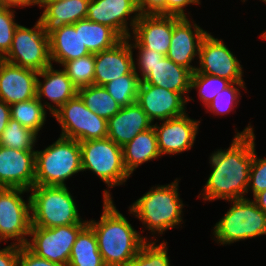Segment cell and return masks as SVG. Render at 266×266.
<instances>
[{"label":"cell","mask_w":266,"mask_h":266,"mask_svg":"<svg viewBox=\"0 0 266 266\" xmlns=\"http://www.w3.org/2000/svg\"><path fill=\"white\" fill-rule=\"evenodd\" d=\"M55 65L52 64L38 72L36 88V97L51 115L78 94V88L66 72L60 69V66L55 69Z\"/></svg>","instance_id":"d6986e66"},{"label":"cell","mask_w":266,"mask_h":266,"mask_svg":"<svg viewBox=\"0 0 266 266\" xmlns=\"http://www.w3.org/2000/svg\"><path fill=\"white\" fill-rule=\"evenodd\" d=\"M241 90L247 93L246 83L233 82L214 97L213 101L205 107L207 110L205 112L213 116L228 115L232 111L235 113L234 109L240 104L242 98Z\"/></svg>","instance_id":"836d02e7"},{"label":"cell","mask_w":266,"mask_h":266,"mask_svg":"<svg viewBox=\"0 0 266 266\" xmlns=\"http://www.w3.org/2000/svg\"><path fill=\"white\" fill-rule=\"evenodd\" d=\"M100 219H90L99 252L106 266H130L132 259L149 236H143L144 230L137 231L128 218L120 213L114 199H103Z\"/></svg>","instance_id":"7a4b0ae2"},{"label":"cell","mask_w":266,"mask_h":266,"mask_svg":"<svg viewBox=\"0 0 266 266\" xmlns=\"http://www.w3.org/2000/svg\"><path fill=\"white\" fill-rule=\"evenodd\" d=\"M50 117L61 128L60 136L83 142L107 138V120L93 113L77 94Z\"/></svg>","instance_id":"9c48e42d"},{"label":"cell","mask_w":266,"mask_h":266,"mask_svg":"<svg viewBox=\"0 0 266 266\" xmlns=\"http://www.w3.org/2000/svg\"><path fill=\"white\" fill-rule=\"evenodd\" d=\"M140 15L137 0H89L86 19L107 25L127 39Z\"/></svg>","instance_id":"9a60e30c"},{"label":"cell","mask_w":266,"mask_h":266,"mask_svg":"<svg viewBox=\"0 0 266 266\" xmlns=\"http://www.w3.org/2000/svg\"><path fill=\"white\" fill-rule=\"evenodd\" d=\"M89 0H56L41 1L39 8H43L38 18L44 33L49 36L61 27L74 24L86 19Z\"/></svg>","instance_id":"603a6c76"},{"label":"cell","mask_w":266,"mask_h":266,"mask_svg":"<svg viewBox=\"0 0 266 266\" xmlns=\"http://www.w3.org/2000/svg\"><path fill=\"white\" fill-rule=\"evenodd\" d=\"M256 144L253 146V162L251 164L249 173V184L247 188L248 193L256 195L257 193L266 190V157L260 158L257 155Z\"/></svg>","instance_id":"74e56055"},{"label":"cell","mask_w":266,"mask_h":266,"mask_svg":"<svg viewBox=\"0 0 266 266\" xmlns=\"http://www.w3.org/2000/svg\"><path fill=\"white\" fill-rule=\"evenodd\" d=\"M196 65L197 73L219 76L232 83L245 82L241 60H238L223 39L216 38L209 32L201 42Z\"/></svg>","instance_id":"7c38bea8"},{"label":"cell","mask_w":266,"mask_h":266,"mask_svg":"<svg viewBox=\"0 0 266 266\" xmlns=\"http://www.w3.org/2000/svg\"><path fill=\"white\" fill-rule=\"evenodd\" d=\"M48 110L37 97L10 105L11 118L17 120L23 127L35 132L40 137V130L46 124Z\"/></svg>","instance_id":"f1b7e54d"},{"label":"cell","mask_w":266,"mask_h":266,"mask_svg":"<svg viewBox=\"0 0 266 266\" xmlns=\"http://www.w3.org/2000/svg\"><path fill=\"white\" fill-rule=\"evenodd\" d=\"M16 8L10 6H0V56L5 57L11 46L16 27Z\"/></svg>","instance_id":"8d00e7d4"},{"label":"cell","mask_w":266,"mask_h":266,"mask_svg":"<svg viewBox=\"0 0 266 266\" xmlns=\"http://www.w3.org/2000/svg\"><path fill=\"white\" fill-rule=\"evenodd\" d=\"M122 149L124 166L130 176L139 166L162 157L158 150L154 127L138 133Z\"/></svg>","instance_id":"484cf974"},{"label":"cell","mask_w":266,"mask_h":266,"mask_svg":"<svg viewBox=\"0 0 266 266\" xmlns=\"http://www.w3.org/2000/svg\"><path fill=\"white\" fill-rule=\"evenodd\" d=\"M180 180L176 178L169 184L151 187L128 207V214L141 221L143 229L151 233V241L160 240L157 238L165 231L182 228L183 208L187 204L180 197Z\"/></svg>","instance_id":"3957f363"},{"label":"cell","mask_w":266,"mask_h":266,"mask_svg":"<svg viewBox=\"0 0 266 266\" xmlns=\"http://www.w3.org/2000/svg\"><path fill=\"white\" fill-rule=\"evenodd\" d=\"M201 121L191 118L186 112L182 116L153 123L161 156L179 155L191 150Z\"/></svg>","instance_id":"4fadbf2b"},{"label":"cell","mask_w":266,"mask_h":266,"mask_svg":"<svg viewBox=\"0 0 266 266\" xmlns=\"http://www.w3.org/2000/svg\"><path fill=\"white\" fill-rule=\"evenodd\" d=\"M83 172L79 141L59 135L43 150H35L34 185L67 186L68 179Z\"/></svg>","instance_id":"5b68a950"},{"label":"cell","mask_w":266,"mask_h":266,"mask_svg":"<svg viewBox=\"0 0 266 266\" xmlns=\"http://www.w3.org/2000/svg\"><path fill=\"white\" fill-rule=\"evenodd\" d=\"M192 19L173 15V34L166 57L193 73L197 65L192 62L198 60L201 42L208 32Z\"/></svg>","instance_id":"5bb4252c"},{"label":"cell","mask_w":266,"mask_h":266,"mask_svg":"<svg viewBox=\"0 0 266 266\" xmlns=\"http://www.w3.org/2000/svg\"><path fill=\"white\" fill-rule=\"evenodd\" d=\"M38 72L6 62L0 66V100L12 105L36 97Z\"/></svg>","instance_id":"ffe728a7"},{"label":"cell","mask_w":266,"mask_h":266,"mask_svg":"<svg viewBox=\"0 0 266 266\" xmlns=\"http://www.w3.org/2000/svg\"><path fill=\"white\" fill-rule=\"evenodd\" d=\"M173 34V15H140L131 35V47H145L166 56Z\"/></svg>","instance_id":"ac0fdd59"},{"label":"cell","mask_w":266,"mask_h":266,"mask_svg":"<svg viewBox=\"0 0 266 266\" xmlns=\"http://www.w3.org/2000/svg\"><path fill=\"white\" fill-rule=\"evenodd\" d=\"M168 242L146 240L132 259L130 266H174L168 256Z\"/></svg>","instance_id":"d6a6232c"},{"label":"cell","mask_w":266,"mask_h":266,"mask_svg":"<svg viewBox=\"0 0 266 266\" xmlns=\"http://www.w3.org/2000/svg\"><path fill=\"white\" fill-rule=\"evenodd\" d=\"M1 248V247H0ZM19 246L9 244L0 249V266H17Z\"/></svg>","instance_id":"7bdbcfd3"},{"label":"cell","mask_w":266,"mask_h":266,"mask_svg":"<svg viewBox=\"0 0 266 266\" xmlns=\"http://www.w3.org/2000/svg\"><path fill=\"white\" fill-rule=\"evenodd\" d=\"M17 266H65L51 262L45 258L38 257L26 246H19Z\"/></svg>","instance_id":"ab89813d"},{"label":"cell","mask_w":266,"mask_h":266,"mask_svg":"<svg viewBox=\"0 0 266 266\" xmlns=\"http://www.w3.org/2000/svg\"><path fill=\"white\" fill-rule=\"evenodd\" d=\"M231 84V81L219 76L194 71L191 76L190 89L191 91L196 90L199 101L206 107L219 92Z\"/></svg>","instance_id":"e575fe53"},{"label":"cell","mask_w":266,"mask_h":266,"mask_svg":"<svg viewBox=\"0 0 266 266\" xmlns=\"http://www.w3.org/2000/svg\"><path fill=\"white\" fill-rule=\"evenodd\" d=\"M137 7L141 15H166V0H137Z\"/></svg>","instance_id":"b9f144b4"},{"label":"cell","mask_w":266,"mask_h":266,"mask_svg":"<svg viewBox=\"0 0 266 266\" xmlns=\"http://www.w3.org/2000/svg\"><path fill=\"white\" fill-rule=\"evenodd\" d=\"M31 226L52 228L88 224L68 186L34 185L29 190Z\"/></svg>","instance_id":"277c9868"},{"label":"cell","mask_w":266,"mask_h":266,"mask_svg":"<svg viewBox=\"0 0 266 266\" xmlns=\"http://www.w3.org/2000/svg\"><path fill=\"white\" fill-rule=\"evenodd\" d=\"M80 38L90 53L116 46L123 38L111 27L88 19L80 20Z\"/></svg>","instance_id":"83f0119b"},{"label":"cell","mask_w":266,"mask_h":266,"mask_svg":"<svg viewBox=\"0 0 266 266\" xmlns=\"http://www.w3.org/2000/svg\"><path fill=\"white\" fill-rule=\"evenodd\" d=\"M252 197V201L266 214V190H263Z\"/></svg>","instance_id":"bcb514c9"},{"label":"cell","mask_w":266,"mask_h":266,"mask_svg":"<svg viewBox=\"0 0 266 266\" xmlns=\"http://www.w3.org/2000/svg\"><path fill=\"white\" fill-rule=\"evenodd\" d=\"M61 68L79 89L94 84L95 54L82 56L65 62Z\"/></svg>","instance_id":"d590c367"},{"label":"cell","mask_w":266,"mask_h":266,"mask_svg":"<svg viewBox=\"0 0 266 266\" xmlns=\"http://www.w3.org/2000/svg\"><path fill=\"white\" fill-rule=\"evenodd\" d=\"M3 61H4L3 57L0 56V66H1Z\"/></svg>","instance_id":"c3c4849f"},{"label":"cell","mask_w":266,"mask_h":266,"mask_svg":"<svg viewBox=\"0 0 266 266\" xmlns=\"http://www.w3.org/2000/svg\"><path fill=\"white\" fill-rule=\"evenodd\" d=\"M41 0H0V6H10L17 9L39 6Z\"/></svg>","instance_id":"ee69618b"},{"label":"cell","mask_w":266,"mask_h":266,"mask_svg":"<svg viewBox=\"0 0 266 266\" xmlns=\"http://www.w3.org/2000/svg\"><path fill=\"white\" fill-rule=\"evenodd\" d=\"M50 57L62 66L65 62L91 54L80 38V20L68 24L49 35Z\"/></svg>","instance_id":"d4e9b609"},{"label":"cell","mask_w":266,"mask_h":266,"mask_svg":"<svg viewBox=\"0 0 266 266\" xmlns=\"http://www.w3.org/2000/svg\"><path fill=\"white\" fill-rule=\"evenodd\" d=\"M10 118V105L0 100V137Z\"/></svg>","instance_id":"f6af8a7d"},{"label":"cell","mask_w":266,"mask_h":266,"mask_svg":"<svg viewBox=\"0 0 266 266\" xmlns=\"http://www.w3.org/2000/svg\"><path fill=\"white\" fill-rule=\"evenodd\" d=\"M254 129L251 122L240 132L235 128L229 147L210 153L211 172L197 198H202L204 203L247 198L253 146L256 144Z\"/></svg>","instance_id":"6da1fadb"},{"label":"cell","mask_w":266,"mask_h":266,"mask_svg":"<svg viewBox=\"0 0 266 266\" xmlns=\"http://www.w3.org/2000/svg\"><path fill=\"white\" fill-rule=\"evenodd\" d=\"M149 119L165 121L184 115L187 112V100L177 92L140 82L137 101Z\"/></svg>","instance_id":"2e32d148"},{"label":"cell","mask_w":266,"mask_h":266,"mask_svg":"<svg viewBox=\"0 0 266 266\" xmlns=\"http://www.w3.org/2000/svg\"><path fill=\"white\" fill-rule=\"evenodd\" d=\"M108 138L123 147L129 143L138 133L153 127L143 109L134 103L121 107L118 113L107 120Z\"/></svg>","instance_id":"7402d4cb"},{"label":"cell","mask_w":266,"mask_h":266,"mask_svg":"<svg viewBox=\"0 0 266 266\" xmlns=\"http://www.w3.org/2000/svg\"><path fill=\"white\" fill-rule=\"evenodd\" d=\"M38 140L39 136L35 132L10 118L0 137V146L16 150H36Z\"/></svg>","instance_id":"4dcf8cb0"},{"label":"cell","mask_w":266,"mask_h":266,"mask_svg":"<svg viewBox=\"0 0 266 266\" xmlns=\"http://www.w3.org/2000/svg\"><path fill=\"white\" fill-rule=\"evenodd\" d=\"M3 59L37 72L53 64L50 57L49 36L44 33L39 19L31 28L19 23L14 33L12 46Z\"/></svg>","instance_id":"30bf717a"},{"label":"cell","mask_w":266,"mask_h":266,"mask_svg":"<svg viewBox=\"0 0 266 266\" xmlns=\"http://www.w3.org/2000/svg\"><path fill=\"white\" fill-rule=\"evenodd\" d=\"M68 266H106L94 230L89 224L79 232L72 246Z\"/></svg>","instance_id":"4316f807"},{"label":"cell","mask_w":266,"mask_h":266,"mask_svg":"<svg viewBox=\"0 0 266 266\" xmlns=\"http://www.w3.org/2000/svg\"><path fill=\"white\" fill-rule=\"evenodd\" d=\"M191 76L192 72L189 69L176 64L165 56L152 68L142 82L180 93L189 103L192 100L194 102L192 96L189 95Z\"/></svg>","instance_id":"cb8c5ba5"},{"label":"cell","mask_w":266,"mask_h":266,"mask_svg":"<svg viewBox=\"0 0 266 266\" xmlns=\"http://www.w3.org/2000/svg\"><path fill=\"white\" fill-rule=\"evenodd\" d=\"M82 171L95 174L104 184L102 199H113L111 189L126 184L131 177L123 162V149L108 137L79 142Z\"/></svg>","instance_id":"8992f818"},{"label":"cell","mask_w":266,"mask_h":266,"mask_svg":"<svg viewBox=\"0 0 266 266\" xmlns=\"http://www.w3.org/2000/svg\"><path fill=\"white\" fill-rule=\"evenodd\" d=\"M30 228L29 190L0 188V243L4 241L6 244L11 240L12 245L26 246Z\"/></svg>","instance_id":"ba28073f"},{"label":"cell","mask_w":266,"mask_h":266,"mask_svg":"<svg viewBox=\"0 0 266 266\" xmlns=\"http://www.w3.org/2000/svg\"><path fill=\"white\" fill-rule=\"evenodd\" d=\"M138 50V51H137ZM133 52L136 53V57L133 58L134 71L139 76L142 81L152 70V68L161 62L165 55L154 51L146 49L145 47H132ZM136 60V61H135ZM137 62V63H136Z\"/></svg>","instance_id":"f35d334b"},{"label":"cell","mask_w":266,"mask_h":266,"mask_svg":"<svg viewBox=\"0 0 266 266\" xmlns=\"http://www.w3.org/2000/svg\"><path fill=\"white\" fill-rule=\"evenodd\" d=\"M191 5H201V0H166V15L190 17L192 14L187 12V7Z\"/></svg>","instance_id":"60d3db41"},{"label":"cell","mask_w":266,"mask_h":266,"mask_svg":"<svg viewBox=\"0 0 266 266\" xmlns=\"http://www.w3.org/2000/svg\"><path fill=\"white\" fill-rule=\"evenodd\" d=\"M35 183V150L0 146V188L30 190Z\"/></svg>","instance_id":"e0dca14e"},{"label":"cell","mask_w":266,"mask_h":266,"mask_svg":"<svg viewBox=\"0 0 266 266\" xmlns=\"http://www.w3.org/2000/svg\"><path fill=\"white\" fill-rule=\"evenodd\" d=\"M130 42L123 39L111 49L95 53L94 84H105L129 74L135 57Z\"/></svg>","instance_id":"44dd1931"},{"label":"cell","mask_w":266,"mask_h":266,"mask_svg":"<svg viewBox=\"0 0 266 266\" xmlns=\"http://www.w3.org/2000/svg\"><path fill=\"white\" fill-rule=\"evenodd\" d=\"M263 33H260V39H263V40H266V30L265 31H262Z\"/></svg>","instance_id":"7dc6e473"},{"label":"cell","mask_w":266,"mask_h":266,"mask_svg":"<svg viewBox=\"0 0 266 266\" xmlns=\"http://www.w3.org/2000/svg\"><path fill=\"white\" fill-rule=\"evenodd\" d=\"M140 82L139 76L133 69L129 74L120 76L104 87L120 107H125L136 103Z\"/></svg>","instance_id":"1f68e13d"},{"label":"cell","mask_w":266,"mask_h":266,"mask_svg":"<svg viewBox=\"0 0 266 266\" xmlns=\"http://www.w3.org/2000/svg\"><path fill=\"white\" fill-rule=\"evenodd\" d=\"M78 95L93 113L106 120H109L121 109L104 86L93 84L79 88Z\"/></svg>","instance_id":"f546056e"},{"label":"cell","mask_w":266,"mask_h":266,"mask_svg":"<svg viewBox=\"0 0 266 266\" xmlns=\"http://www.w3.org/2000/svg\"><path fill=\"white\" fill-rule=\"evenodd\" d=\"M87 224L42 228L31 226L26 247L35 255L68 266L72 246Z\"/></svg>","instance_id":"8fae6325"},{"label":"cell","mask_w":266,"mask_h":266,"mask_svg":"<svg viewBox=\"0 0 266 266\" xmlns=\"http://www.w3.org/2000/svg\"><path fill=\"white\" fill-rule=\"evenodd\" d=\"M229 209L214 224L212 237L217 245L255 239L266 235V214L251 198L229 200Z\"/></svg>","instance_id":"52a82bcc"}]
</instances>
